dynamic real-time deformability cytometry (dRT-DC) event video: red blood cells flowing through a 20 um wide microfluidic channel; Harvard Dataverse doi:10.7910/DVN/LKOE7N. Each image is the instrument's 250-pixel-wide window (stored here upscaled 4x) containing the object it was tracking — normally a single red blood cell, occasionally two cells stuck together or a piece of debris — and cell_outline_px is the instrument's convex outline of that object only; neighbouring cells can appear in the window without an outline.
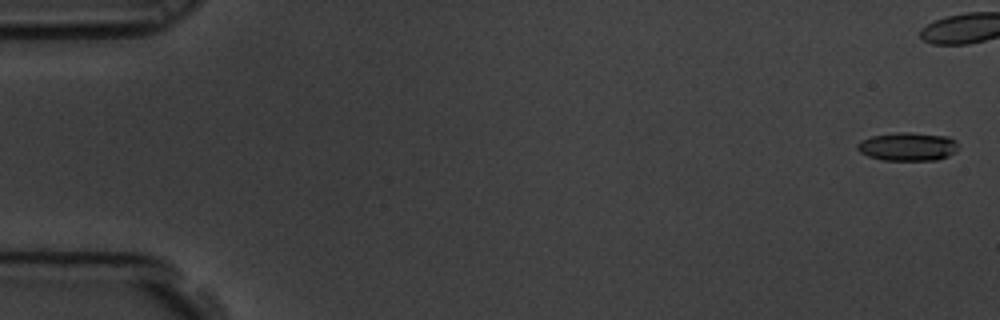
{"species": "common noctule bat (a hibernating species)", "species_latin": "Nyctalus noctula", "temperature_condition": "room temperature", "stored_images_in_passage": 11, "camera_frame_rate_fps": 3000, "um_per_image_px": 0.085, "animal": {"sex": "male", "body_mass_g": 19.5, "forearm_length_mm": 54.6}, "frame": {"image": 1, "passage_image": 2, "time_ms": 0.333, "image_size_px": [1000, 320], "cell_outline_px": [[956, 152], [948, 156], [936, 160], [884, 160], [868, 156], [860, 152], [856, 148], [856, 144], [860, 140], [872, 136], [900, 132], [912, 132], [948, 136], [956, 140]], "centroid_in_image_um": [77.15, 12.45], "position_along_channel_um": 7.9, "area_um2": 16.76}}